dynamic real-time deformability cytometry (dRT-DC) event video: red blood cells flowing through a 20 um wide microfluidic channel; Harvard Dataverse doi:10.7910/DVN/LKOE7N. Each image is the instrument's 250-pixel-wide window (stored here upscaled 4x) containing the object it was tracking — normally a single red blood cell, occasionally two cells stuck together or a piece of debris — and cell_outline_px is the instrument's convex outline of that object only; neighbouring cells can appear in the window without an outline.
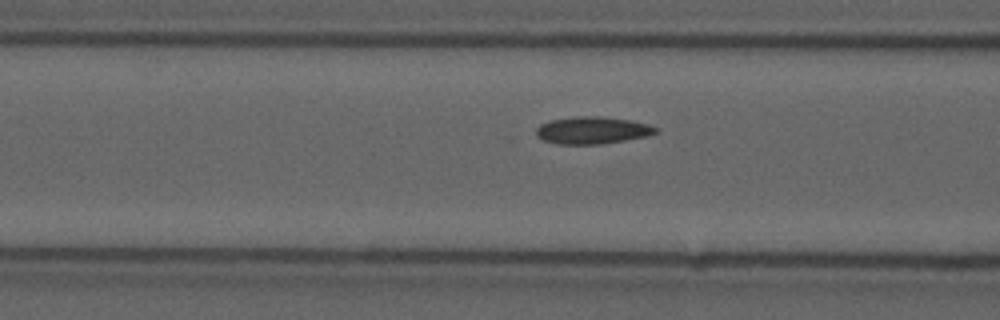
{"species": "common noctule bat (a hibernating species)", "species_latin": "Nyctalus noctula", "temperature_condition": "cold", "stored_images_in_passage": 6, "camera_frame_rate_fps": 3000, "um_per_image_px": 0.085, "animal": {"sex": "male", "forearm_length_mm": 52.5}, "frame": {"image": 1, "passage_image": 6, "time_ms": 1.667, "image_size_px": [1000, 320], "cell_outline_px": [[660, 128], [656, 132], [648, 136], [604, 144], [560, 144], [544, 140], [536, 136], [536, 128], [540, 124], [552, 120], [576, 116], [600, 116], [632, 120], [648, 124]], "centroid_in_image_um": [50.38, 11.07], "position_along_channel_um": 116.2, "area_um2": 19.07}}